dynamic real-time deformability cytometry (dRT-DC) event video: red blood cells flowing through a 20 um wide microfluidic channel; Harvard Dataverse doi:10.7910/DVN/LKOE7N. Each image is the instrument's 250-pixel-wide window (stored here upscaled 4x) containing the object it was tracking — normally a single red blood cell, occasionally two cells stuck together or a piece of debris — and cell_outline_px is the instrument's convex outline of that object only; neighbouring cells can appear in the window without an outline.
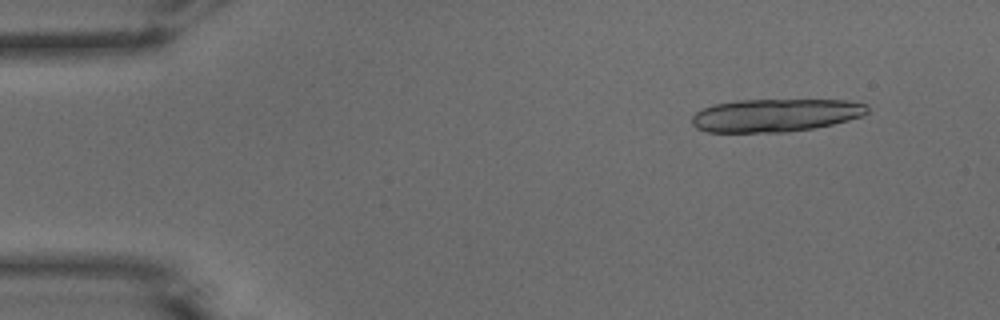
{"species": "common noctule bat (a hibernating species)", "species_latin": "Nyctalus noctula", "temperature_condition": "warm", "stored_images_in_passage": 18, "camera_frame_rate_fps": 3000, "um_per_image_px": 0.085, "animal": {"sex": "male", "body_mass_g": 15.6}, "frame": {"image": 1, "passage_image": 5, "time_ms": 1.333, "image_size_px": [1000, 320], "cell_outline_px": [[868, 112], [860, 116], [848, 120], [832, 124], [812, 128], [784, 132], [708, 132], [696, 128], [692, 124], [692, 116], [696, 112], [712, 104], [740, 100], [848, 100], [868, 104]], "centroid_in_image_um": [65.9, 9.79], "position_along_channel_um": 19.1, "area_um2": 33.64}}